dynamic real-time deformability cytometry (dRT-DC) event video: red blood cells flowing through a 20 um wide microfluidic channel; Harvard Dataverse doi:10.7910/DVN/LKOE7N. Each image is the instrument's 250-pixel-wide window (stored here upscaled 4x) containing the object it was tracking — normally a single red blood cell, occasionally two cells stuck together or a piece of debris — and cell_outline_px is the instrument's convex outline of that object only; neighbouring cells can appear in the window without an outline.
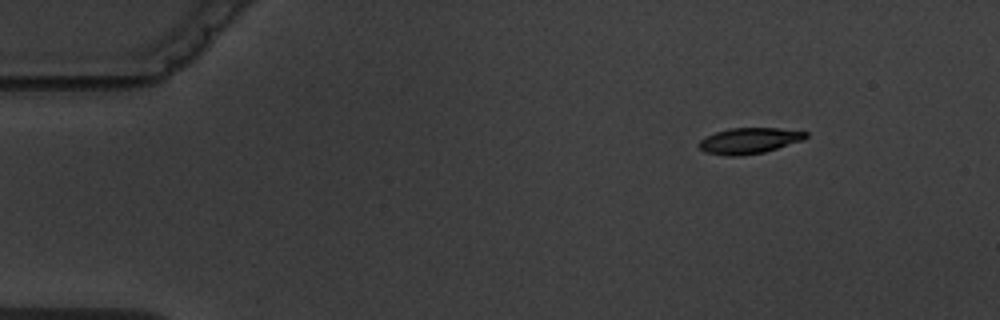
{"species": "common noctule bat (a hibernating species)", "species_latin": "Nyctalus noctula", "temperature_condition": "warm", "stored_images_in_passage": 4, "camera_frame_rate_fps": 3000, "um_per_image_px": 0.085, "animal": {"sex": "male", "body_mass_g": 19.5, "forearm_length_mm": 54.6}, "frame": {"image": 1, "passage_image": 4, "time_ms": 3.667, "image_size_px": [1000, 320], "cell_outline_px": [[808, 136], [804, 140], [764, 152], [740, 156], [728, 156], [704, 152], [696, 144], [700, 140], [716, 132], [728, 128], [780, 128], [808, 132]], "centroid_in_image_um": [63.68, 11.96], "position_along_channel_um": 21.3, "area_um2": 16.18}}